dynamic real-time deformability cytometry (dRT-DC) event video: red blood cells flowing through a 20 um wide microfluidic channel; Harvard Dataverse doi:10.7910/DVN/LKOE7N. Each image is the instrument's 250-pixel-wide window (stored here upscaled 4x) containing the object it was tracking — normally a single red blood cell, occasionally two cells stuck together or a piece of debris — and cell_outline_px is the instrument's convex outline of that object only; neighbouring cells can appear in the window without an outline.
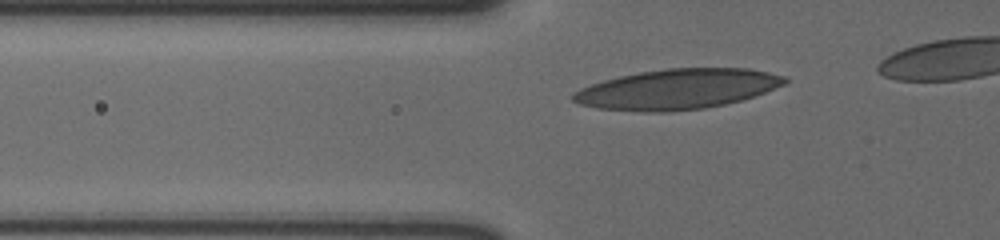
{"species": "human", "species_latin": "Homo sapiens", "temperature_condition": "cold", "stored_images_in_passage": 7, "segment_of_instrument_passage": [1, 2], "camera_frame_rate_fps": 3000, "um_per_image_px": 0.085, "donor": {"sex": "male"}, "frame": {"image": 1, "passage_image": 4, "time_ms": 1.0, "image_size_px": [1000, 240], "cell_outline_px": [[788, 80], [784, 84], [764, 92], [740, 100], [724, 104], [704, 108], [668, 112], [644, 112], [596, 108], [580, 104], [572, 100], [572, 92], [580, 88], [604, 80], [620, 76], [640, 72], [668, 68], [748, 68], [768, 72], [784, 76]], "centroid_in_image_um": [57.53, 7.58], "position_along_channel_um": 68.3, "area_um2": 49.3}}